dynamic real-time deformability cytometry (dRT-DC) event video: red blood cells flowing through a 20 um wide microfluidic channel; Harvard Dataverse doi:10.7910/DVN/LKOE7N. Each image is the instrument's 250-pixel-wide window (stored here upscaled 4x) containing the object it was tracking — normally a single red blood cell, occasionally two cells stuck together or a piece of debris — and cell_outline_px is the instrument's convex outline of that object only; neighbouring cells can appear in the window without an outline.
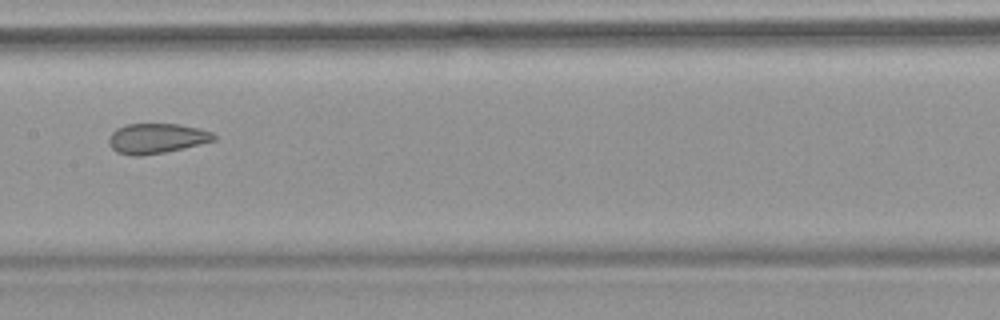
{"species": "common noctule bat (a hibernating species)", "species_latin": "Nyctalus noctula", "temperature_condition": "warm", "stored_images_in_passage": 6, "camera_frame_rate_fps": 3000, "um_per_image_px": 0.085, "animal": {"sex": "female", "body_mass_g": 18.4}, "frame": {"image": 1, "passage_image": 6, "time_ms": 6.667, "image_size_px": [1000, 320], "cell_outline_px": [[216, 140], [164, 152], [140, 156], [132, 156], [116, 152], [108, 144], [108, 140], [112, 132], [116, 128], [128, 124], [176, 124], [200, 128], [212, 132], [216, 136]], "centroid_in_image_um": [13.28, 11.76], "position_along_channel_um": 194.1, "area_um2": 18.32}}